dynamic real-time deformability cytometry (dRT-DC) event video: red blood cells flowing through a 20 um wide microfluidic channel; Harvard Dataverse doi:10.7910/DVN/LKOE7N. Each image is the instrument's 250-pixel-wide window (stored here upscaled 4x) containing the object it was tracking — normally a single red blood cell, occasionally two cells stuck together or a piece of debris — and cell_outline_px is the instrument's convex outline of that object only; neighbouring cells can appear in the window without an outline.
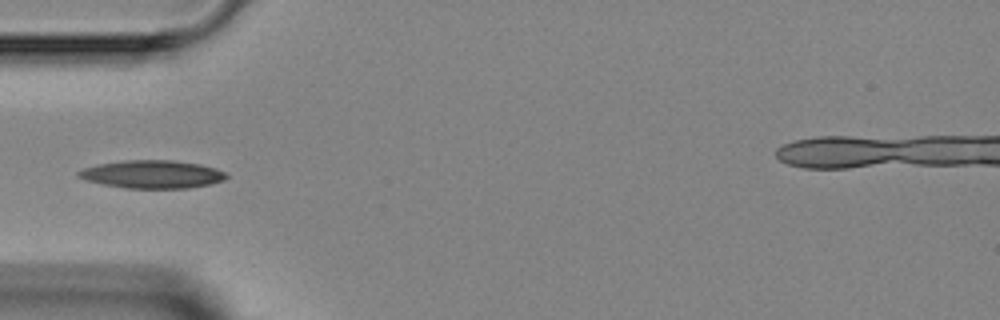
{"species": "Egyptian fruit bat (a non-hibernating species)", "species_latin": "Rousettus aegyptiacus", "temperature_condition": "room temperature", "stored_images_in_passage": 3, "camera_frame_rate_fps": 3000, "um_per_image_px": 0.085, "animal": {"sex": "female"}, "frame": {"image": 1, "passage_image": 3, "time_ms": 3.0, "image_size_px": [1000, 320], "cell_outline_px": [[228, 176], [224, 180], [208, 184], [188, 188], [124, 188], [104, 184], [88, 180], [76, 176], [76, 172], [84, 168], [100, 164], [124, 160], [172, 160], [200, 164], [216, 168], [224, 172]], "centroid_in_image_um": [12.94, 14.81], "position_along_channel_um": 72.1, "area_um2": 23.93}}